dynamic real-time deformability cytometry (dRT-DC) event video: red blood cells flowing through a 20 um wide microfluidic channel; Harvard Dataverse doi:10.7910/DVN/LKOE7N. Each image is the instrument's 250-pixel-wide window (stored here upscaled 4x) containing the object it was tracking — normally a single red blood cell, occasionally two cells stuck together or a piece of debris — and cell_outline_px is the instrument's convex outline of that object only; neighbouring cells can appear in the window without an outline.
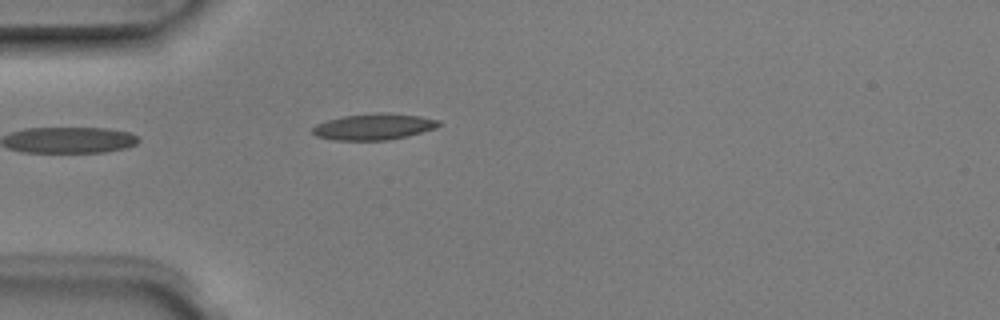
{"species": "Egyptian fruit bat (a non-hibernating species)", "species_latin": "Rousettus aegyptiacus", "temperature_condition": "room temperature", "stored_images_in_passage": 2, "camera_frame_rate_fps": 3000, "um_per_image_px": 0.085, "animal": {"sex": "male"}, "frame": {"image": 1, "passage_image": 2, "time_ms": 0.333, "image_size_px": [1000, 320], "cell_outline_px": [[440, 124], [436, 128], [388, 140], [332, 140], [316, 136], [312, 132], [312, 128], [316, 124], [328, 120], [344, 116], [376, 112], [388, 112], [420, 116], [440, 120]], "centroid_in_image_um": [31.76, 10.76], "position_along_channel_um": 53.2, "area_um2": 19.25}}